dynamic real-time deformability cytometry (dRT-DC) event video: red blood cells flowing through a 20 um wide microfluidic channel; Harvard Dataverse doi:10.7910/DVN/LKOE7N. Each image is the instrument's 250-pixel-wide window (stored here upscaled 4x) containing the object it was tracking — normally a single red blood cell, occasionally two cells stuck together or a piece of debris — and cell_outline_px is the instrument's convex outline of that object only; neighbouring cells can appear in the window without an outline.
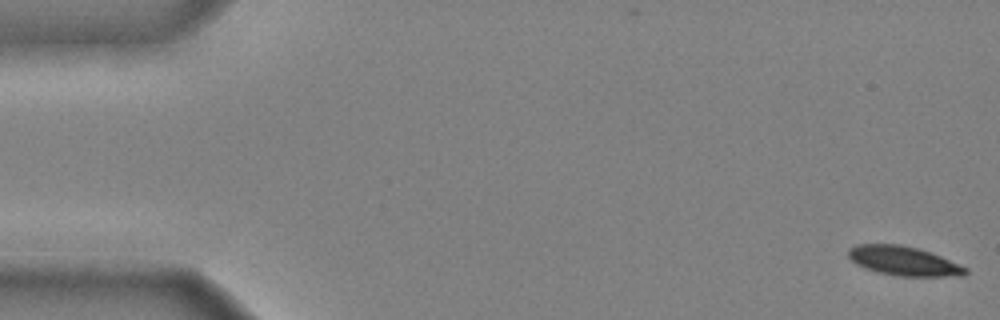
{"species": "common noctule bat (a hibernating species)", "species_latin": "Nyctalus noctula", "temperature_condition": "cold", "stored_images_in_passage": 48, "camera_frame_rate_fps": 3000, "um_per_image_px": 0.085, "animal": {"sex": "male", "body_mass_g": 20.4}, "frame": {"image": 1, "passage_image": 1, "time_ms": 0.0, "image_size_px": [1000, 320], "cell_outline_px": [[968, 272], [964, 276], [900, 276], [880, 272], [864, 268], [856, 264], [848, 256], [848, 248], [856, 244], [900, 244], [920, 248], [932, 252], [968, 268]], "centroid_in_image_um": [76.83, 22.17], "position_along_channel_um": 8.2, "area_um2": 20.11}}
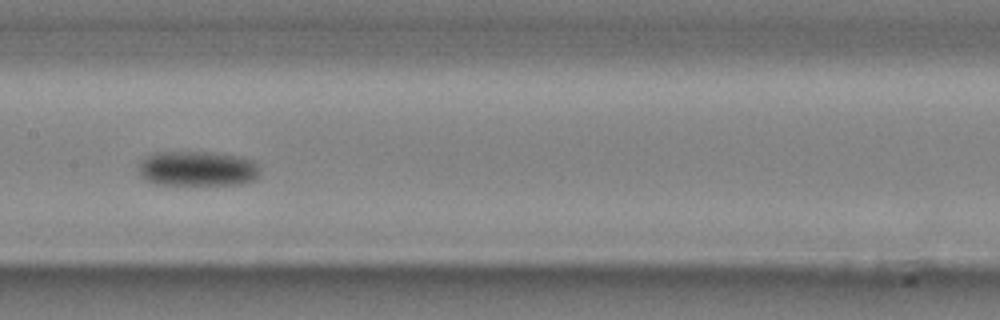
{"frame": {"image": 2, "passage_image": 25, "time_ms": 8.0, "image_size_px": [1000, 320], "cell_outline_px": [[260, 176], [256, 180], [240, 184], [196, 188], [188, 188], [156, 184], [144, 180], [140, 176], [140, 164], [148, 156], [156, 152], [216, 152], [240, 156], [256, 160], [260, 164]], "centroid_in_image_um": [16.88, 14.4], "position_along_channel_um": 190.5, "area_um2": 26.41}}
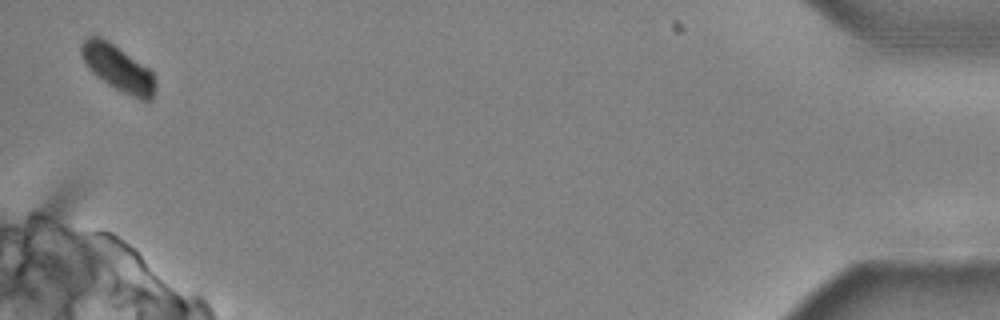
{"frame": {"image": 3, "passage_image": 48, "time_ms": 15.667, "image_size_px": [1000, 320], "cell_outline_px": [[156, 88], [152, 100], [148, 104], [108, 84], [96, 76], [88, 68], [80, 52], [80, 44], [88, 36], [100, 36], [108, 40], [148, 68], [152, 72], [156, 80]], "centroid_in_image_um": [10.05, 5.81], "position_along_channel_um": 425.1, "area_um2": 19.94}, "authors_computed_cell_mechanics": {"area_um2": 22.3975, "velocity_mm_per_s": 3.9325, "shape_relaxation_time_tau1_ms": 3.2942, "shape_relaxation_time_tau2_ms": null, "deformation_change_tau1": 0.1192, "deformation_change_tau2": null}}